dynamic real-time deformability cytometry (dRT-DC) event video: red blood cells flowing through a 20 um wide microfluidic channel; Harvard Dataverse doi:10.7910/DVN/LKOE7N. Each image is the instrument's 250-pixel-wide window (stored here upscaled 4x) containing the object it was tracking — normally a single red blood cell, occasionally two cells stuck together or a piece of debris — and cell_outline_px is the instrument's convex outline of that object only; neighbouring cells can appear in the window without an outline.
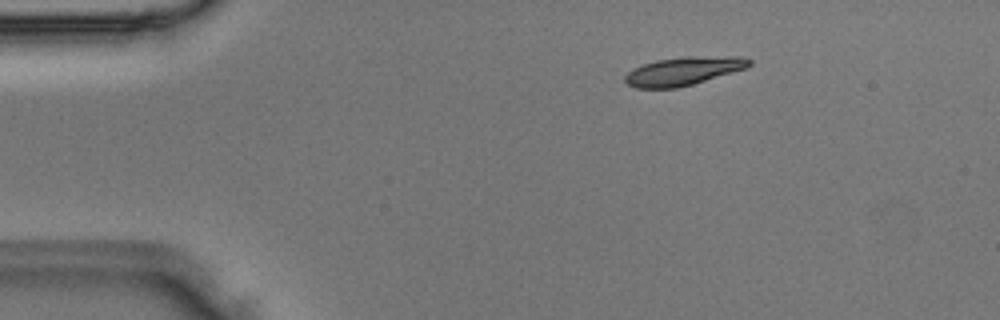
{"species": "Egyptian fruit bat (a non-hibernating species)", "species_latin": "Rousettus aegyptiacus", "temperature_condition": "room temperature", "stored_images_in_passage": 43, "camera_frame_rate_fps": 3000, "um_per_image_px": 0.085, "animal": {"sex": "male"}, "frame": {"image": 1, "passage_image": 2, "time_ms": 0.333, "image_size_px": [1000, 320], "cell_outline_px": [[752, 64], [748, 68], [692, 84], [676, 88], [636, 88], [628, 84], [624, 80], [624, 76], [628, 72], [644, 64], [656, 60], [688, 56], [740, 56], [752, 60]], "centroid_in_image_um": [58.14, 6.03], "position_along_channel_um": 26.9, "area_um2": 20.52}}
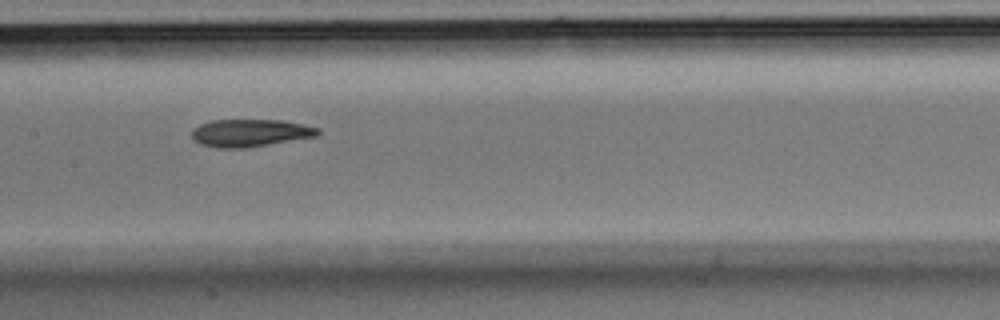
{"frame": {"image": 2, "passage_image": 18, "time_ms": 5.667, "image_size_px": [1000, 320], "cell_outline_px": [[320, 132], [316, 136], [248, 148], [216, 148], [200, 144], [192, 136], [192, 132], [200, 124], [212, 120], [284, 120], [304, 124], [320, 128]], "centroid_in_image_um": [21.3, 11.3], "position_along_channel_um": 186.1, "area_um2": 20.23}}
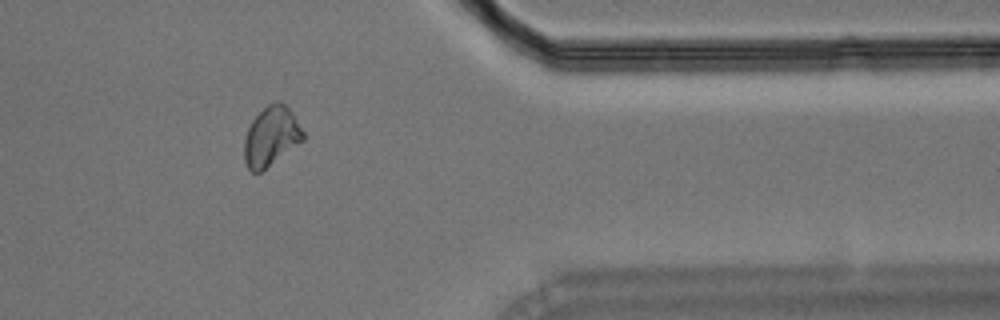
{"frame": {"image": 3, "passage_image": 34, "time_ms": 11.0, "image_size_px": [1000, 320], "cell_outline_px": [[304, 140], [260, 172], [252, 172], [248, 168], [244, 160], [244, 140], [248, 128], [252, 120], [272, 100], [280, 100], [292, 112], [304, 132]], "centroid_in_image_um": [23.05, 11.57], "position_along_channel_um": 388.4, "area_um2": 20.29}}